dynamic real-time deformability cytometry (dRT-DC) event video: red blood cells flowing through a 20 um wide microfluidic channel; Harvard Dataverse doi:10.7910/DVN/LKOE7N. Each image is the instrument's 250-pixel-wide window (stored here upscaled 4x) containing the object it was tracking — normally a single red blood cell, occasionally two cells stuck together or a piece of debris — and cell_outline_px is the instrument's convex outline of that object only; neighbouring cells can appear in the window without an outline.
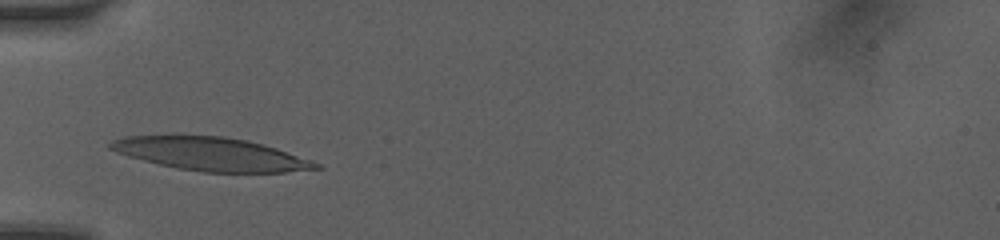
{"species": "human", "species_latin": "Homo sapiens", "temperature_condition": "room temperature", "stored_images_in_passage": 5, "camera_frame_rate_fps": 3000, "um_per_image_px": 0.085, "donor": {"sex": "female"}, "frame": {"image": 1, "passage_image": 3, "time_ms": 1.667, "image_size_px": [1000, 240], "cell_outline_px": [[324, 168], [284, 172], [204, 172], [176, 168], [128, 156], [116, 152], [108, 148], [108, 144], [112, 140], [124, 136], [176, 132], [224, 136], [248, 140], [264, 144], [312, 160], [320, 164]], "centroid_in_image_um": [17.84, 13.03], "position_along_channel_um": 67.2, "area_um2": 41.04}}
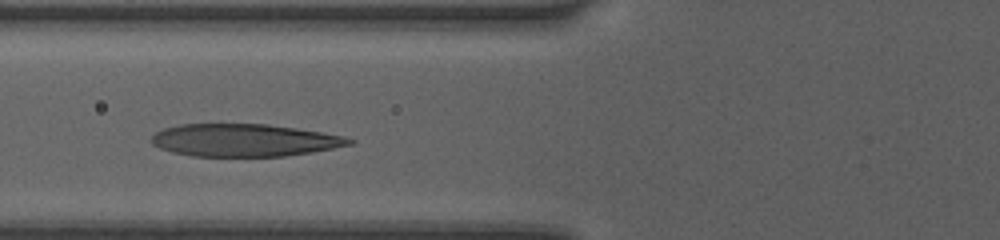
{"frame": {"image": 2, "passage_image": 4, "time_ms": 2.667, "image_size_px": [1000, 240], "cell_outline_px": [[356, 144], [312, 152], [284, 156], [192, 156], [172, 152], [160, 148], [152, 144], [148, 140], [156, 132], [164, 128], [180, 124], [268, 124], [324, 132], [344, 136], [356, 140]], "centroid_in_image_um": [20.79, 11.91], "position_along_channel_um": 105.0, "area_um2": 37.8}}